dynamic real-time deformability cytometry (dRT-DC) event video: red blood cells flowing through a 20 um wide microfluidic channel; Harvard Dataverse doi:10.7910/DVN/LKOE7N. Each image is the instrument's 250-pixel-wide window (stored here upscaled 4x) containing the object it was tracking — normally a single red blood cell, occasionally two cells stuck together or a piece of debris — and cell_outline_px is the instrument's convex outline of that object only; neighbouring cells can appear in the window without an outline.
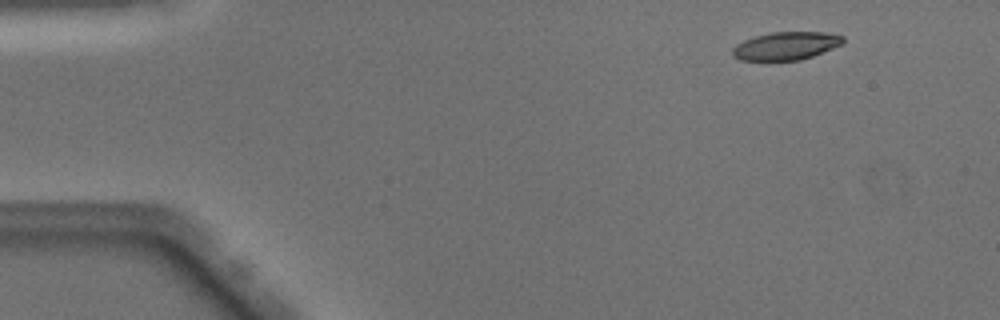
{"species": "Egyptian fruit bat (a non-hibernating species)", "species_latin": "Rousettus aegyptiacus", "temperature_condition": "warm", "stored_images_in_passage": 46, "camera_frame_rate_fps": 3000, "um_per_image_px": 0.085, "animal": {"sex": "male"}, "frame": {"image": 1, "passage_image": 2, "time_ms": 0.333, "image_size_px": [1000, 320], "cell_outline_px": [[844, 44], [812, 56], [800, 60], [740, 60], [732, 56], [732, 48], [736, 44], [744, 40], [756, 36], [772, 32], [824, 32], [844, 36]], "centroid_in_image_um": [66.81, 3.9], "position_along_channel_um": 18.2, "area_um2": 18.03}}
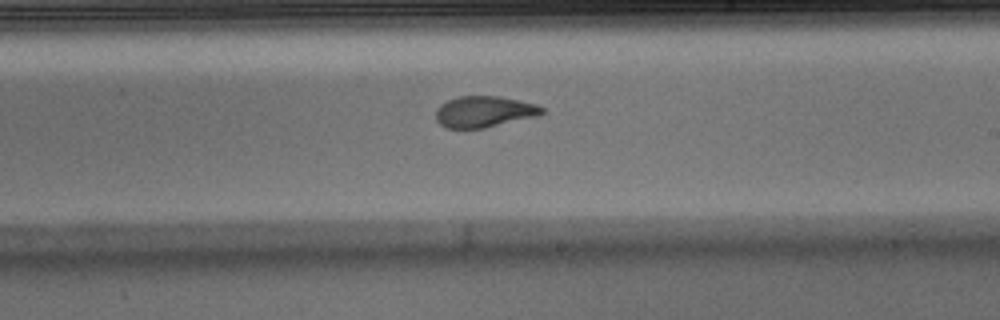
{"frame": {"image": 2, "passage_image": 26, "time_ms": 8.333, "image_size_px": [1000, 320], "cell_outline_px": [[544, 112], [536, 116], [484, 128], [444, 128], [436, 120], [436, 108], [440, 104], [448, 100], [460, 96], [500, 96], [536, 104], [544, 108]], "centroid_in_image_um": [41.12, 9.49], "position_along_channel_um": 247.9, "area_um2": 19.25}}
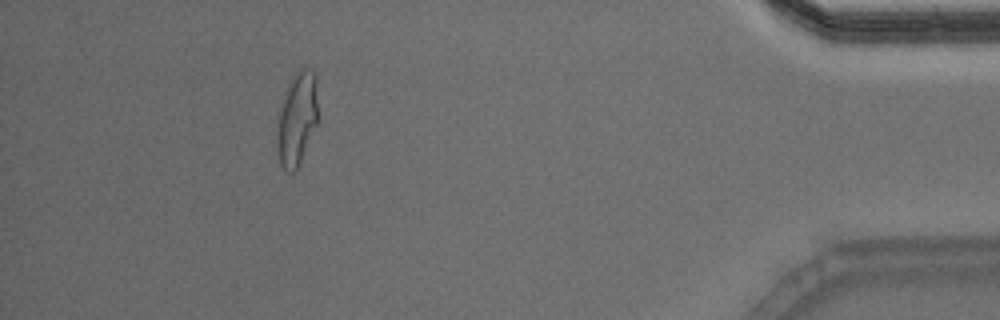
{"frame": {"image": 3, "passage_image": 42, "time_ms": 13.667, "image_size_px": [1000, 320], "cell_outline_px": [[316, 124], [300, 160], [296, 168], [292, 172], [288, 172], [280, 164], [276, 148], [276, 132], [280, 108], [284, 92], [288, 84], [296, 72], [300, 68], [312, 68], [316, 72]], "centroid_in_image_um": [25.21, 10.05], "position_along_channel_um": 410.0, "area_um2": 21.91}, "authors_computed_cell_mechanics": {"area_um2": 19.8832, "velocity_mm_per_s": 4.0582, "shape_relaxation_time_tau1_ms": 7.5311, "shape_relaxation_time_tau2_ms": 1.2417, "deformation_change_tau1": 0.2652, "deformation_change_tau2": 0.0747}}